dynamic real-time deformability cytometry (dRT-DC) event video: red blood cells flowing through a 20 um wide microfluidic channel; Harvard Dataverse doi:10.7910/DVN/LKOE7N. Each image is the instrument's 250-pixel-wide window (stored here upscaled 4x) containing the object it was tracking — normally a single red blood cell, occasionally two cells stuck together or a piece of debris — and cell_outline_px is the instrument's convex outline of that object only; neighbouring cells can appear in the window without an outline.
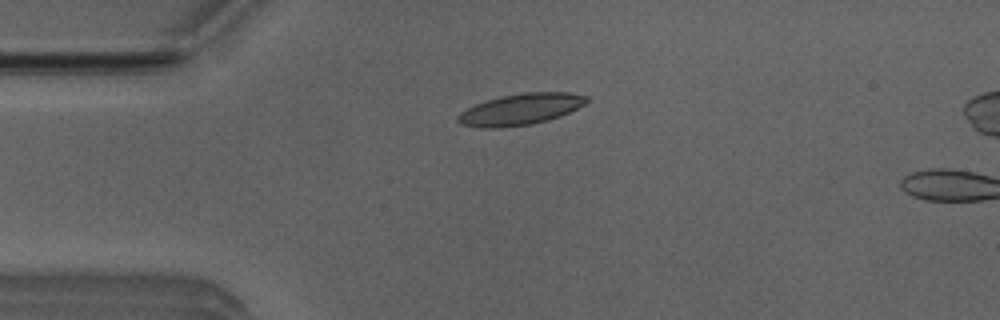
{"species": "Egyptian fruit bat (a non-hibernating species)", "species_latin": "Rousettus aegyptiacus", "temperature_condition": "room temperature", "stored_images_in_passage": 2, "camera_frame_rate_fps": 3000, "um_per_image_px": 0.085, "animal": {"sex": "male"}, "frame": {"image": 1, "passage_image": 1, "time_ms": 0.0, "image_size_px": [1000, 320], "cell_outline_px": [[588, 100], [584, 104], [560, 116], [548, 120], [532, 124], [496, 128], [484, 128], [460, 124], [456, 120], [456, 116], [460, 112], [476, 104], [500, 96], [524, 92], [568, 92], [588, 96]], "centroid_in_image_um": [44.23, 9.29], "position_along_channel_um": 40.8, "area_um2": 23.35}}